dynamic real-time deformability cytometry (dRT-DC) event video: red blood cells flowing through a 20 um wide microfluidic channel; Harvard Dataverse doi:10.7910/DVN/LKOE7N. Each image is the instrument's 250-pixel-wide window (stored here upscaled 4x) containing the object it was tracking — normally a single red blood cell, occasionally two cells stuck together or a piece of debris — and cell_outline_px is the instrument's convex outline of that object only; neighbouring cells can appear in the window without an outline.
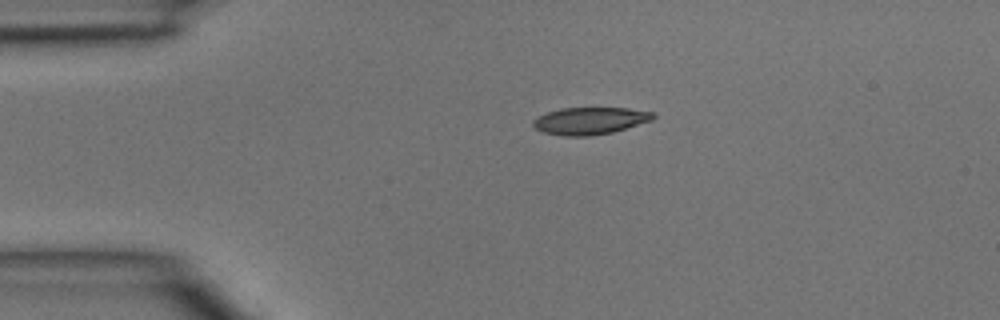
{"species": "common noctule bat (a hibernating species)", "species_latin": "Nyctalus noctula", "temperature_condition": "room temperature", "stored_images_in_passage": 27, "camera_frame_rate_fps": 3000, "um_per_image_px": 0.085, "animal": {"sex": "male", "body_mass_g": 15.6}, "frame": {"image": 1, "passage_image": 1, "time_ms": 0.0, "image_size_px": [1000, 320], "cell_outline_px": [[656, 116], [652, 120], [612, 132], [588, 136], [564, 136], [544, 132], [536, 128], [532, 124], [532, 120], [548, 112], [560, 108], [628, 108], [652, 112]], "centroid_in_image_um": [50.14, 10.26], "position_along_channel_um": 34.9, "area_um2": 18.79}}
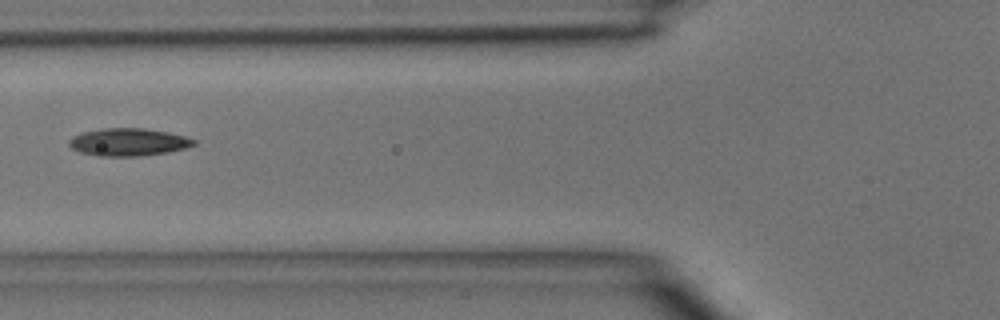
{"frame": {"image": 2, "passage_image": 9, "time_ms": 2.667, "image_size_px": [1000, 320], "cell_outline_px": [[196, 144], [184, 148], [164, 152], [140, 156], [96, 156], [80, 152], [72, 148], [68, 144], [68, 140], [72, 136], [84, 132], [100, 128], [144, 128], [168, 132], [184, 136], [196, 140]], "centroid_in_image_um": [10.87, 12.07], "position_along_channel_um": 114.9, "area_um2": 20.0}}
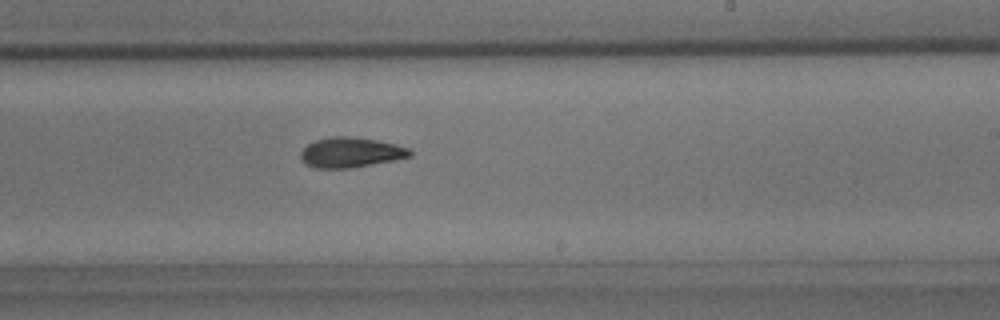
{"frame": {"image": 3, "passage_image": 19, "time_ms": 6.0, "image_size_px": [1000, 320], "cell_outline_px": [[412, 156], [392, 160], [348, 168], [312, 168], [304, 164], [300, 160], [300, 152], [308, 144], [316, 140], [332, 136], [352, 136], [376, 140], [396, 144], [412, 148]], "centroid_in_image_um": [29.79, 12.95], "position_along_channel_um": 259.2, "area_um2": 19.25}}